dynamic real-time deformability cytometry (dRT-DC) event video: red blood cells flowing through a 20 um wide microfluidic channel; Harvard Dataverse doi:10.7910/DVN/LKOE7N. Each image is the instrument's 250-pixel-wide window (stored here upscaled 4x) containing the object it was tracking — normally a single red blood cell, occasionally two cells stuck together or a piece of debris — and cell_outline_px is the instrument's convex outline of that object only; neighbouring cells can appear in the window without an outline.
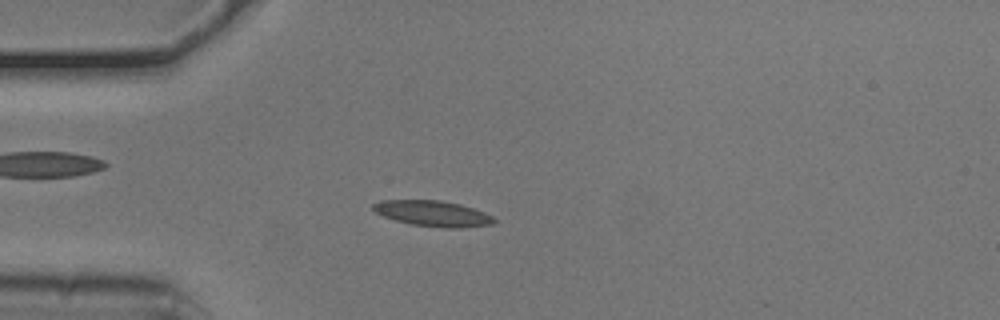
{"species": "common noctule bat (a hibernating species)", "species_latin": "Nyctalus noctula", "temperature_condition": "cold", "stored_images_in_passage": 53, "camera_frame_rate_fps": 3000, "um_per_image_px": 0.085, "animal": {"sex": "male", "body_mass_g": 20.5, "forearm_length_mm": 52.5}, "frame": {"image": 1, "passage_image": 14, "time_ms": 4.333, "image_size_px": [1000, 320], "cell_outline_px": [[496, 220], [492, 224], [460, 228], [444, 228], [412, 224], [396, 220], [384, 216], [376, 212], [372, 208], [372, 204], [380, 200], [440, 200], [460, 204], [484, 212], [492, 216]], "centroid_in_image_um": [36.79, 18.14], "position_along_channel_um": 48.2, "area_um2": 17.98}}
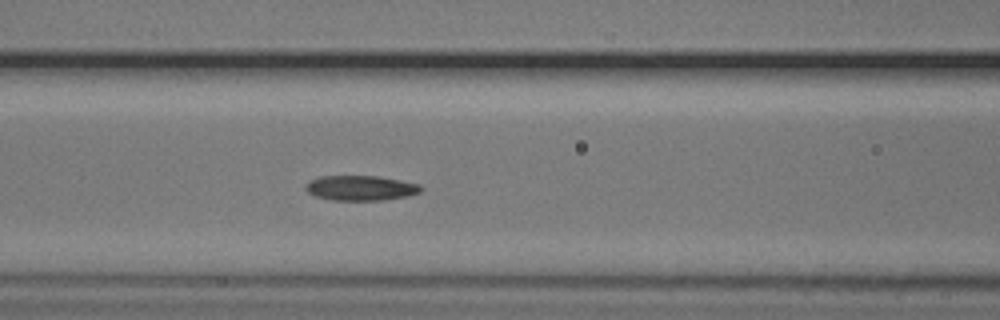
{"frame": {"image": 2, "passage_image": 22, "time_ms": 7.0, "image_size_px": [1000, 320], "cell_outline_px": [[424, 188], [420, 192], [408, 196], [384, 200], [332, 200], [316, 196], [308, 192], [304, 188], [312, 180], [320, 176], [376, 176], [400, 180], [420, 184]], "centroid_in_image_um": [30.7, 15.98], "position_along_channel_um": 135.9, "area_um2": 16.7}}
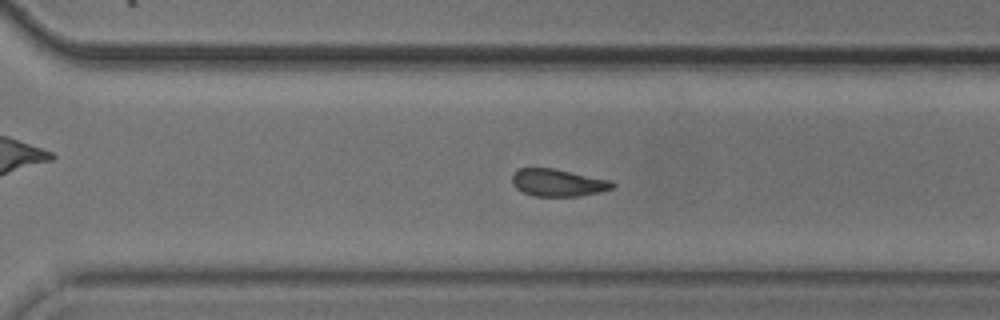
{"frame": {"image": 3, "passage_image": 37, "time_ms": 12.0, "image_size_px": [1000, 320], "cell_outline_px": [[616, 184], [612, 188], [600, 192], [580, 196], [532, 196], [516, 188], [512, 184], [512, 176], [520, 168], [556, 168], [612, 180]], "centroid_in_image_um": [47.46, 15.52], "position_along_channel_um": 323.1, "area_um2": 16.13}, "authors_computed_cell_mechanics": {"area_um2": 16.8776, "velocity_mm_per_s": 3.7575, "shape_relaxation_time_tau1_ms": 4.6083, "shape_relaxation_time_tau2_ms": 4.4006, "deformation_change_tau1": 0.1209, "deformation_change_tau2": 0.1164}}